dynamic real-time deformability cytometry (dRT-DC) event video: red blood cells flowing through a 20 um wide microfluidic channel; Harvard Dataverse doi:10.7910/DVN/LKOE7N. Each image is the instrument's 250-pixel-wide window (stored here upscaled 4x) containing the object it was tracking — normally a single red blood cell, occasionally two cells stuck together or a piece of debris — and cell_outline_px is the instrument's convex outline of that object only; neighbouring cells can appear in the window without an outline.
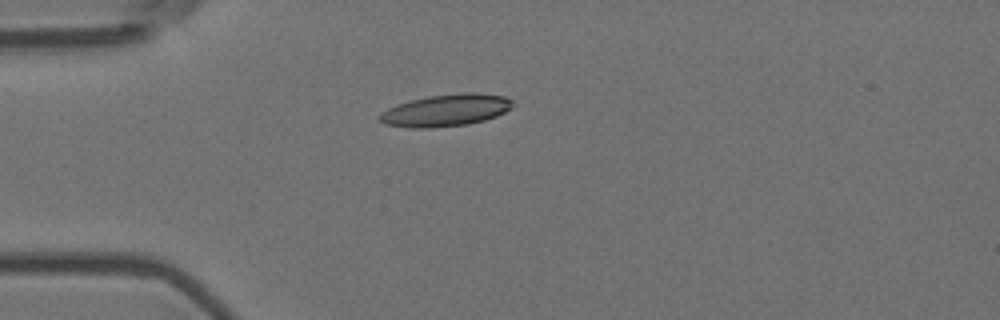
{"species": "Egyptian fruit bat (a non-hibernating species)", "species_latin": "Rousettus aegyptiacus", "temperature_condition": "room temperature", "stored_images_in_passage": 6, "camera_frame_rate_fps": 3000, "um_per_image_px": 0.085, "animal": {"sex": "female"}, "frame": {"image": 1, "passage_image": 1, "time_ms": 0.0, "image_size_px": [1000, 320], "cell_outline_px": [[516, 104], [512, 108], [496, 116], [484, 120], [468, 124], [428, 128], [408, 128], [384, 124], [380, 120], [380, 112], [396, 104], [428, 96], [460, 92], [476, 92], [504, 96], [512, 100]], "centroid_in_image_um": [37.92, 9.37], "position_along_channel_um": 47.1, "area_um2": 25.03}}
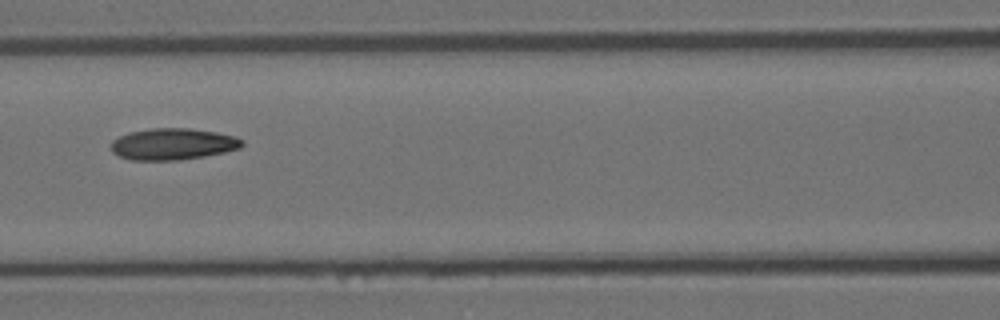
{"frame": {"image": 2, "passage_image": 4, "time_ms": 1.0, "image_size_px": [1000, 320], "cell_outline_px": [[244, 144], [240, 148], [224, 152], [204, 156], [180, 160], [132, 160], [120, 156], [112, 152], [112, 140], [128, 132], [152, 128], [188, 128], [216, 132], [236, 136], [244, 140]], "centroid_in_image_um": [14.72, 12.24], "position_along_channel_um": 151.9, "area_um2": 24.1}}
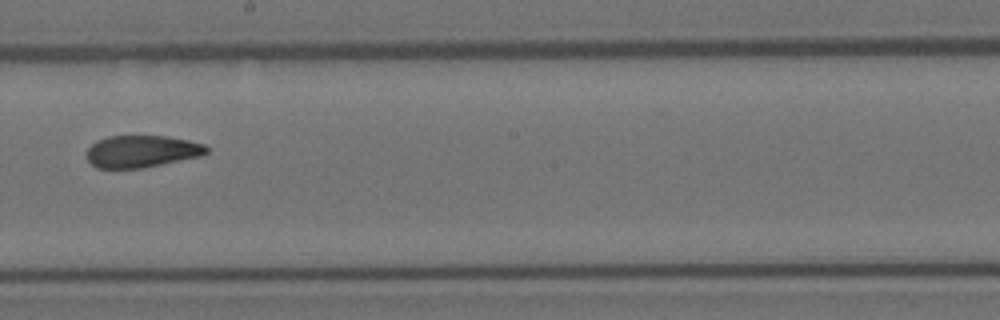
{"frame": {"image": 3, "passage_image": 6, "time_ms": 1.667, "image_size_px": [1000, 320], "cell_outline_px": [[208, 152], [200, 156], [144, 168], [96, 168], [88, 160], [88, 148], [92, 144], [108, 136], [168, 136], [188, 140], [204, 144], [208, 148]], "centroid_in_image_um": [12.07, 12.87], "position_along_channel_um": 236.1, "area_um2": 22.25}}